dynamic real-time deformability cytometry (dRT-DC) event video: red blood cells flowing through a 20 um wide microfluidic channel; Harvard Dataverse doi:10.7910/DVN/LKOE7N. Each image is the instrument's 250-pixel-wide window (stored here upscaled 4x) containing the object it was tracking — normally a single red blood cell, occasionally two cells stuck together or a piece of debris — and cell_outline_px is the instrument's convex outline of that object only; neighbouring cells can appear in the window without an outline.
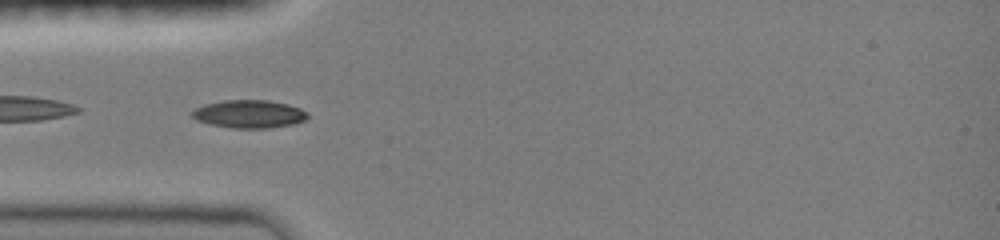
{"species": "common noctule bat (a hibernating species)", "species_latin": "Nyctalus noctula", "temperature_condition": "room temperature", "stored_images_in_passage": 36, "camera_frame_rate_fps": 3000, "um_per_image_px": 0.085, "animal": {"sex": "female", "body_mass_g": 19.0, "forearm_length_mm": 51.5}, "frame": {"image": 1, "passage_image": 13, "time_ms": 4.333, "image_size_px": [1000, 240], "cell_outline_px": [[308, 116], [304, 120], [292, 124], [268, 128], [232, 128], [208, 124], [196, 120], [192, 116], [192, 112], [196, 108], [204, 104], [224, 100], [268, 100], [288, 104], [300, 108], [308, 112]], "centroid_in_image_um": [21.17, 9.69], "position_along_channel_um": 63.8, "area_um2": 18.84}}
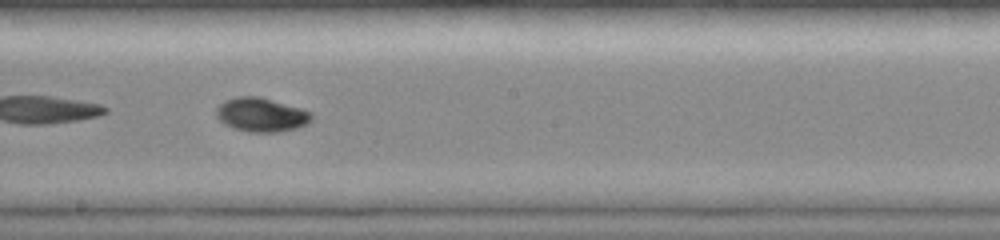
{"frame": {"image": 2, "passage_image": 23, "time_ms": 8.333, "image_size_px": [1000, 240], "cell_outline_px": [[312, 120], [308, 124], [296, 128], [276, 132], [248, 132], [232, 128], [224, 124], [216, 116], [216, 108], [224, 100], [236, 96], [260, 96], [300, 108], [312, 112]], "centroid_in_image_um": [22.19, 9.75], "position_along_channel_um": 226.0, "area_um2": 19.02}}
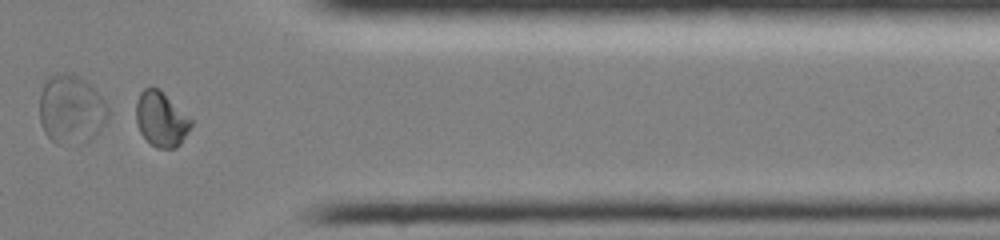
{"frame": {"image": 3, "passage_image": 32, "time_ms": 12.667, "image_size_px": [1000, 240], "cell_outline_px": [[192, 124], [188, 132], [180, 144], [176, 148], [156, 148], [140, 132], [136, 124], [136, 100], [140, 92], [144, 88], [152, 84], [160, 88], [192, 120]], "centroid_in_image_um": [13.68, 10.08], "position_along_channel_um": 397.7, "area_um2": 17.8}, "authors_computed_cell_mechanics": {"area_um2": 18.8717, "velocity_mm_per_s": 4.0601, "shape_relaxation_time_tau1_ms": 5.2972, "shape_relaxation_time_tau2_ms": 3.3336, "deformation_change_tau1": 0.1752, "deformation_change_tau2": 0.0396}}